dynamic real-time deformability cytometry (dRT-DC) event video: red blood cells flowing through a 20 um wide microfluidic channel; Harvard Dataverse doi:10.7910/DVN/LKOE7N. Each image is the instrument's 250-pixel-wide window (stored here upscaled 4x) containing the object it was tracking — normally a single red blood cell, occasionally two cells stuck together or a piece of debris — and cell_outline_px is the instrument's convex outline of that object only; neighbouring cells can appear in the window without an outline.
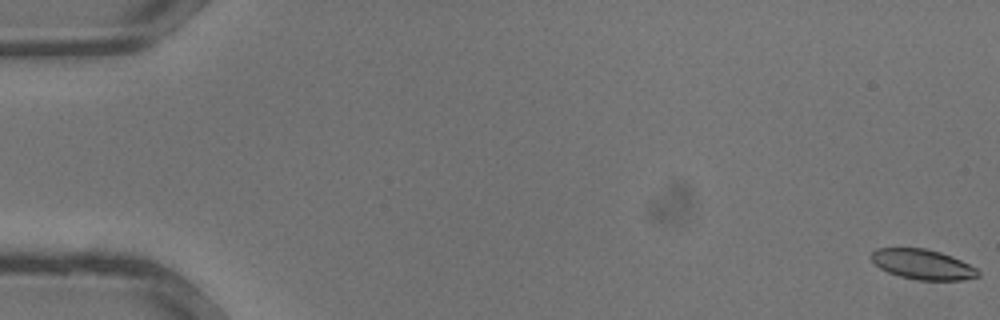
{"species": "common noctule bat (a hibernating species)", "species_latin": "Nyctalus noctula", "temperature_condition": "warm", "stored_images_in_passage": 36, "camera_frame_rate_fps": 3000, "um_per_image_px": 0.085, "animal": {"sex": "male", "body_mass_g": 13.3}, "frame": {"image": 1, "passage_image": 1, "time_ms": 0.0, "image_size_px": [1000, 320], "cell_outline_px": [[980, 276], [964, 280], [916, 280], [900, 276], [888, 272], [880, 268], [872, 260], [872, 252], [876, 248], [928, 248], [952, 256], [976, 268], [980, 272]], "centroid_in_image_um": [78.45, 22.47], "position_along_channel_um": 6.6, "area_um2": 18.67}}
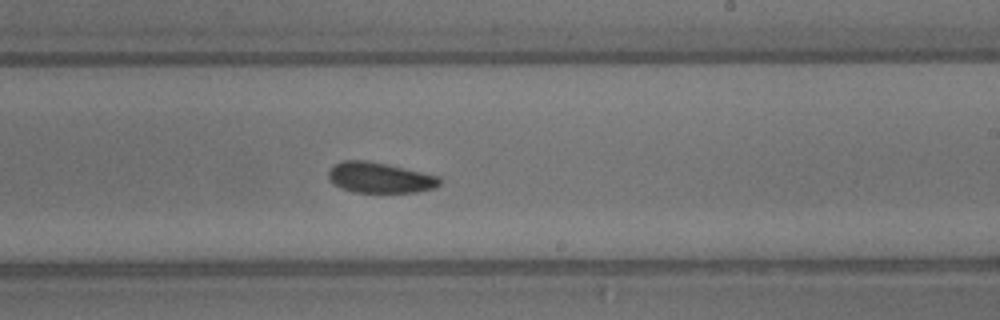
{"frame": {"image": 2, "passage_image": 22, "time_ms": 7.0, "image_size_px": [1000, 320], "cell_outline_px": [[440, 184], [436, 188], [416, 192], [352, 192], [340, 188], [332, 184], [328, 176], [328, 172], [336, 164], [344, 160], [364, 160], [404, 168], [440, 176]], "centroid_in_image_um": [32.28, 15.12], "position_along_channel_um": 256.7, "area_um2": 19.71}}
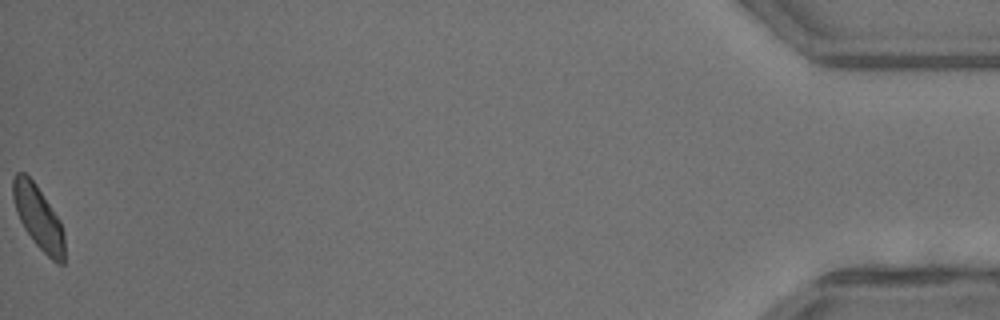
{"frame": {"image": 3, "passage_image": 36, "time_ms": 11.667, "image_size_px": [1000, 320], "cell_outline_px": [[64, 264], [56, 264], [32, 240], [24, 228], [16, 212], [12, 196], [12, 176], [16, 172], [24, 172], [36, 184], [60, 220], [64, 232]], "centroid_in_image_um": [3.25, 18.47], "position_along_channel_um": 432.0, "area_um2": 19.13}}